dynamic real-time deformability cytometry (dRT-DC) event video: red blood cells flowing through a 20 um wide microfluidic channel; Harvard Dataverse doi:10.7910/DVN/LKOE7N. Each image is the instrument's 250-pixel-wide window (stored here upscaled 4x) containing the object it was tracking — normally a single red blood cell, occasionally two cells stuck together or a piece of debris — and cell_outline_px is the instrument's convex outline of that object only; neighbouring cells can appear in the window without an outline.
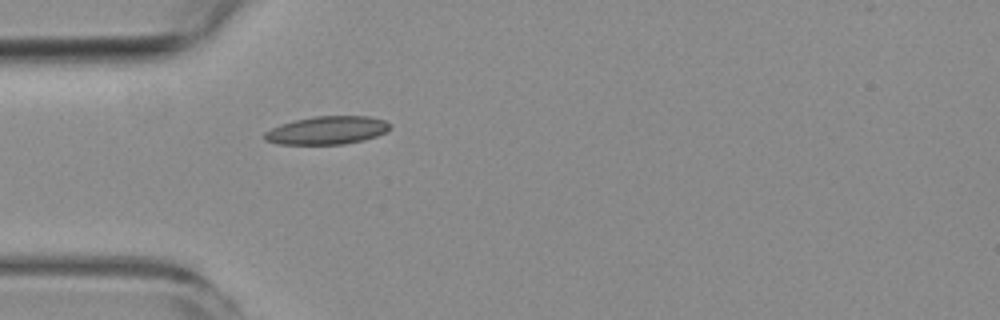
{"species": "common noctule bat (a hibernating species)", "species_latin": "Nyctalus noctula", "temperature_condition": "room temperature", "stored_images_in_passage": 5, "camera_frame_rate_fps": 3000, "um_per_image_px": 0.085, "animal": {"sex": "female", "body_mass_g": 19.3, "forearm_length_mm": 54.1}, "frame": {"image": 1, "passage_image": 5, "time_ms": 4.667, "image_size_px": [1000, 320], "cell_outline_px": [[392, 128], [376, 136], [364, 140], [344, 144], [276, 144], [264, 140], [264, 132], [280, 124], [312, 116], [368, 116], [384, 120]], "centroid_in_image_um": [27.77, 11.08], "position_along_channel_um": 57.2, "area_um2": 20.52}}